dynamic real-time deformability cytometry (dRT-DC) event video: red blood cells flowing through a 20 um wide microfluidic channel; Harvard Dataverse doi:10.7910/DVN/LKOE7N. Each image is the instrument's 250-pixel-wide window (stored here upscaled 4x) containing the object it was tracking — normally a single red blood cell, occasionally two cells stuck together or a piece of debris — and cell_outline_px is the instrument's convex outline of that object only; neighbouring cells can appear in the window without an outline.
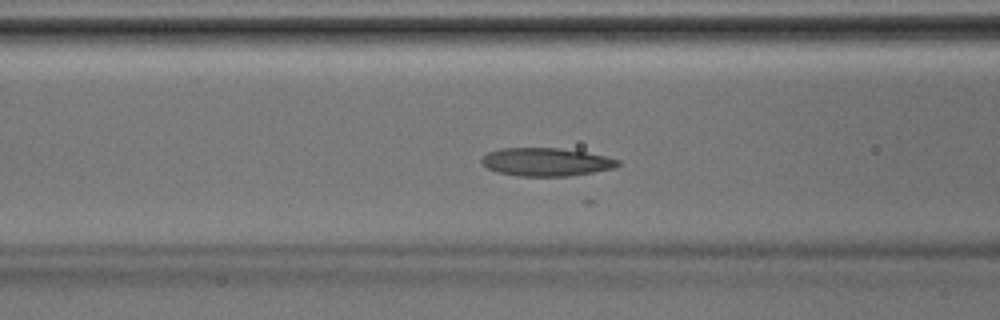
{"species": "Egyptian fruit bat (a non-hibernating species)", "species_latin": "Rousettus aegyptiacus", "temperature_condition": "room temperature", "stored_images_in_passage": 20, "camera_frame_rate_fps": 3000, "um_per_image_px": 0.085, "animal": {"sex": "male"}, "frame": {"image": 1, "passage_image": 14, "time_ms": 4.333, "image_size_px": [1000, 320], "cell_outline_px": [[620, 164], [616, 168], [568, 176], [520, 176], [496, 172], [488, 168], [480, 160], [488, 152], [500, 148], [560, 148], [584, 152], [604, 156], [620, 160]], "centroid_in_image_um": [46.42, 13.77], "position_along_channel_um": 120.2, "area_um2": 22.25}}
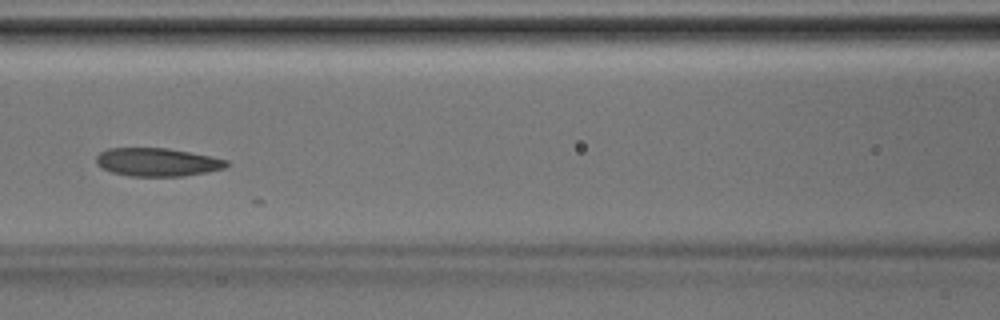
{"frame": {"image": 2, "passage_image": 16, "time_ms": 5.0, "image_size_px": [1000, 320], "cell_outline_px": [[228, 164], [224, 168], [208, 172], [184, 176], [128, 176], [112, 172], [96, 164], [96, 156], [100, 152], [108, 148], [168, 148], [228, 160]], "centroid_in_image_um": [13.35, 13.78], "position_along_channel_um": 153.3, "area_um2": 21.33}}